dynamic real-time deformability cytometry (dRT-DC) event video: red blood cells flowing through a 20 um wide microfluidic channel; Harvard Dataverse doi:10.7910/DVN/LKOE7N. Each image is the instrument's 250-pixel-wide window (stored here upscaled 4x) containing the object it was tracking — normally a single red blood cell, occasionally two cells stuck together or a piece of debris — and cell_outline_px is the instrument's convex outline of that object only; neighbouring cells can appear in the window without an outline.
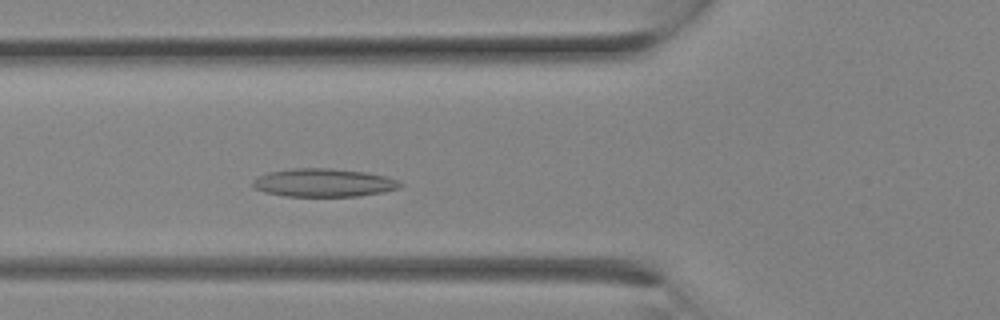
{"species": "Egyptian fruit bat (a non-hibernating species)", "species_latin": "Rousettus aegyptiacus", "temperature_condition": "room temperature", "stored_images_in_passage": 7, "camera_frame_rate_fps": 3000, "um_per_image_px": 0.085, "animal": {"sex": "female"}, "frame": {"image": 1, "passage_image": 7, "time_ms": 2.0, "image_size_px": [1000, 320], "cell_outline_px": [[404, 184], [400, 188], [384, 192], [360, 196], [284, 196], [264, 192], [256, 188], [252, 184], [252, 180], [256, 176], [268, 172], [292, 168], [328, 168], [364, 172], [384, 176], [400, 180]], "centroid_in_image_um": [27.51, 15.53], "position_along_channel_um": 98.3, "area_um2": 24.39}}